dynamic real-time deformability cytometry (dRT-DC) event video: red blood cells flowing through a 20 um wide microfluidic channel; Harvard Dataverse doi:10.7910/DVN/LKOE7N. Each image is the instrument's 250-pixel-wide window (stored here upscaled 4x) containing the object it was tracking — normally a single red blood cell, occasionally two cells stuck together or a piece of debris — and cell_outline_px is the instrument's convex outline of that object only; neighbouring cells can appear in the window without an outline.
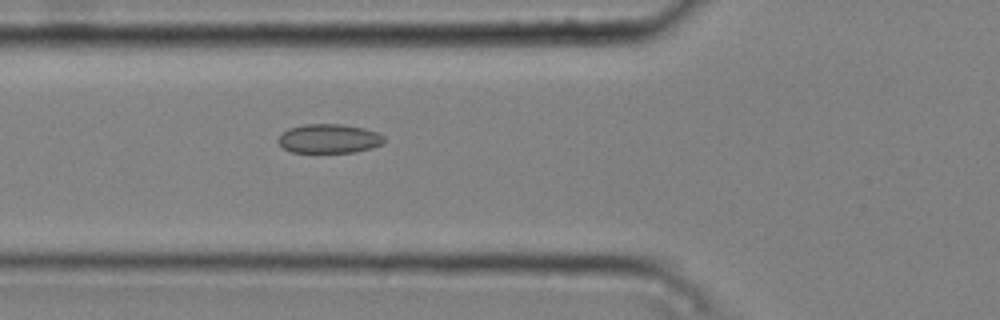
{"species": "common noctule bat (a hibernating species)", "species_latin": "Nyctalus noctula", "temperature_condition": "cold", "stored_images_in_passage": 5, "camera_frame_rate_fps": 3000, "um_per_image_px": 0.085, "animal": {"sex": "male", "body_mass_g": 20.4}, "frame": {"image": 1, "passage_image": 5, "time_ms": 1.333, "image_size_px": [1000, 320], "cell_outline_px": [[384, 144], [372, 148], [356, 152], [292, 152], [284, 148], [276, 140], [288, 128], [304, 124], [344, 124], [364, 128], [376, 132], [384, 136]], "centroid_in_image_um": [27.99, 11.78], "position_along_channel_um": 97.8, "area_um2": 18.03}}